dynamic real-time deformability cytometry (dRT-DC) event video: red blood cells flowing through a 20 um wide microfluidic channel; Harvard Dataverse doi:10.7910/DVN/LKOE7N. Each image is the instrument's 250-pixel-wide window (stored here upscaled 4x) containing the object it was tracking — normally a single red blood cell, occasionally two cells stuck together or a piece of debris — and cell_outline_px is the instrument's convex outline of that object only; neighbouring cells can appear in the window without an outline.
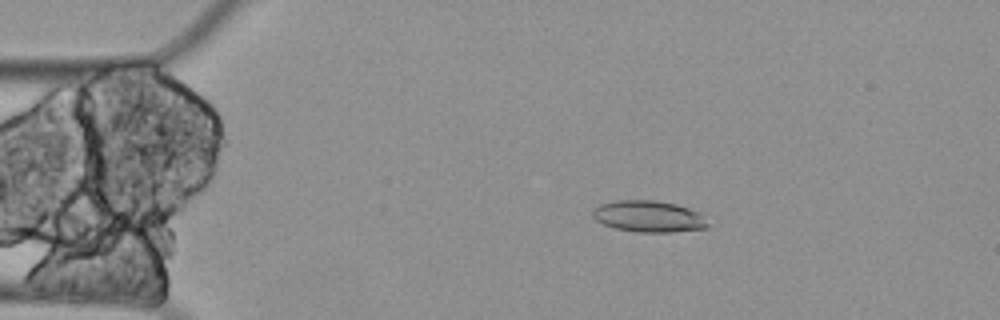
{"species": "Egyptian fruit bat (a non-hibernating species)", "species_latin": "Rousettus aegyptiacus", "temperature_condition": "cold", "stored_images_in_passage": 4, "camera_frame_rate_fps": 3000, "um_per_image_px": 0.085, "animal": {"sex": "female"}, "frame": {"image": 1, "passage_image": 2, "time_ms": 0.333, "image_size_px": [1000, 320], "cell_outline_px": [[708, 228], [672, 232], [636, 232], [616, 228], [604, 224], [596, 220], [592, 216], [592, 208], [600, 204], [616, 200], [656, 200], [676, 204], [700, 212], [708, 224]], "centroid_in_image_um": [55.12, 18.39], "position_along_channel_um": 29.9, "area_um2": 21.21}}
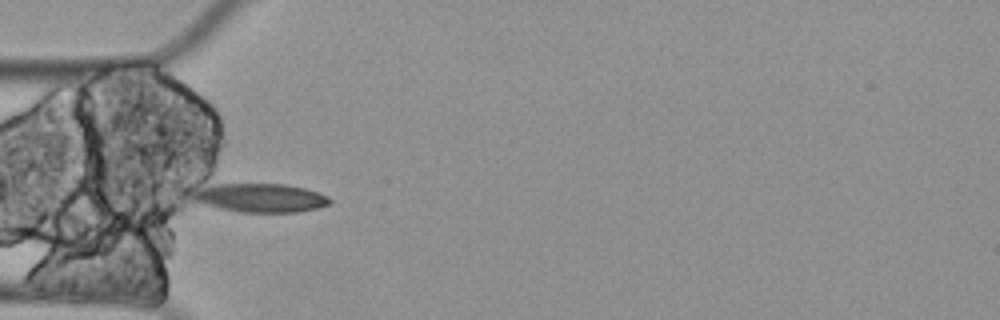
{"frame": {"image": 2, "passage_image": 4, "time_ms": 1.0, "image_size_px": [1000, 320], "cell_outline_px": [[332, 204], [316, 208], [296, 212], [240, 212], [220, 208], [192, 200], [192, 196], [196, 192], [204, 188], [216, 184], [284, 184], [304, 188], [328, 196], [332, 200]], "centroid_in_image_um": [22.2, 16.82], "position_along_channel_um": 62.8, "area_um2": 22.54}}